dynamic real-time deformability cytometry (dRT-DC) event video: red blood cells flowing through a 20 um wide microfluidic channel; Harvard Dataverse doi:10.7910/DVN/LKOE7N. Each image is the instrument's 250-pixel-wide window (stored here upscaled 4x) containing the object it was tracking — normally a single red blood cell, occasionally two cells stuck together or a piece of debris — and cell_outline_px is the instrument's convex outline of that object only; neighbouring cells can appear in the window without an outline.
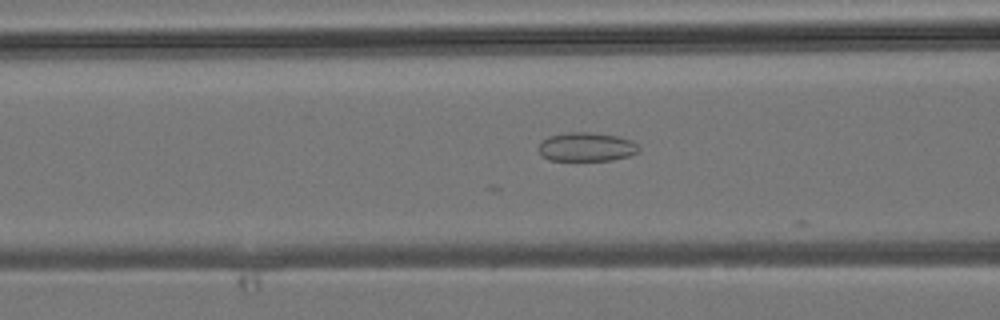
{"species": "common noctule bat (a hibernating species)", "species_latin": "Nyctalus noctula", "temperature_condition": "room temperature", "stored_images_in_passage": 8, "camera_frame_rate_fps": 3000, "um_per_image_px": 0.085, "animal": {"sex": "male", "body_mass_g": 19.2, "forearm_length_mm": 51.8}, "frame": {"image": 1, "passage_image": 7, "time_ms": 2.0, "image_size_px": [1000, 320], "cell_outline_px": [[640, 152], [628, 156], [612, 160], [548, 160], [536, 148], [548, 136], [568, 132], [588, 132], [620, 136], [632, 140], [640, 148]], "centroid_in_image_um": [49.88, 12.48], "position_along_channel_um": 116.7, "area_um2": 16.94}}